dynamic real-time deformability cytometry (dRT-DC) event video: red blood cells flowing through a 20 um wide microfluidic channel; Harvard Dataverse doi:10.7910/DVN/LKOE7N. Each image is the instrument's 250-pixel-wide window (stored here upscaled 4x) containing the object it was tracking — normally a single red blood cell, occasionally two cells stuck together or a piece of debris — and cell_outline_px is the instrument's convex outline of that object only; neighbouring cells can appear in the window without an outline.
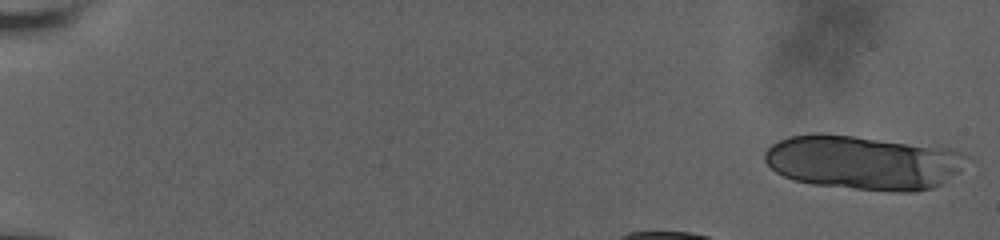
{"species": "human", "species_latin": "Homo sapiens", "temperature_condition": "room temperature", "stored_images_in_passage": 41, "camera_frame_rate_fps": 3000, "um_per_image_px": 0.085, "donor": {"sex": "male"}, "frame": {"image": 1, "passage_image": 1, "time_ms": 0.0, "image_size_px": [1000, 240], "cell_outline_px": [[968, 156], [960, 172], [944, 184], [932, 188], [916, 192], [896, 192], [812, 184], [792, 180], [776, 172], [764, 160], [764, 152], [772, 144], [788, 136], [816, 132], [820, 132], [952, 148]], "centroid_in_image_um": [73.39, 13.81], "position_along_channel_um": 11.6, "area_um2": 64.27}}
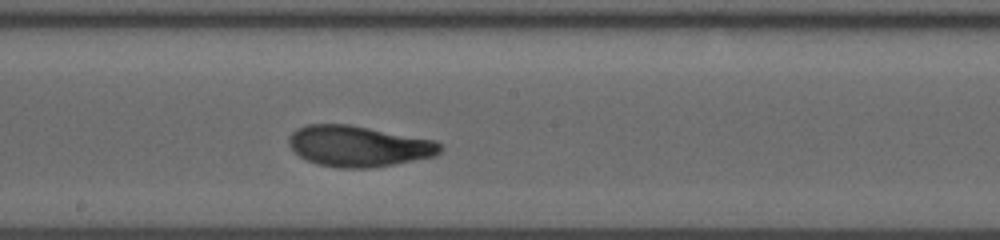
{"frame": {"image": 2, "passage_image": 26, "time_ms": 8.333, "image_size_px": [1000, 240], "cell_outline_px": [[444, 148], [436, 156], [392, 164], [368, 168], [336, 168], [316, 164], [300, 156], [288, 144], [288, 136], [296, 128], [308, 124], [348, 124], [436, 140], [444, 144]], "centroid_in_image_um": [30.49, 12.42], "position_along_channel_um": 217.7, "area_um2": 36.24}}
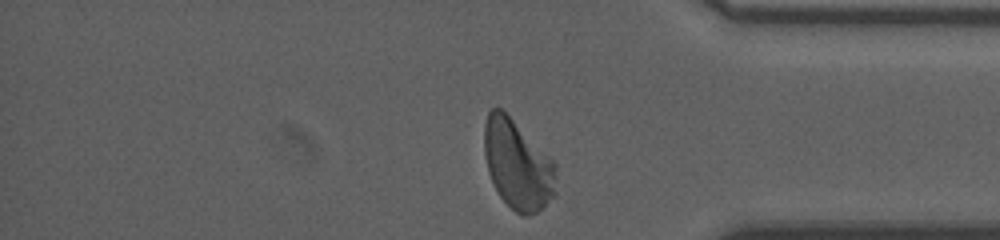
{"frame": {"image": 3, "passage_image": 41, "time_ms": 13.333, "image_size_px": [1000, 240], "cell_outline_px": [[556, 196], [536, 212], [528, 216], [520, 216], [500, 196], [488, 172], [484, 152], [484, 124], [488, 112], [492, 108], [500, 108], [556, 164]], "centroid_in_image_um": [44.0, 14.04], "position_along_channel_um": 391.2, "area_um2": 36.88}, "authors_computed_cell_mechanics": {"area_um2": 36.3562, "velocity_mm_per_s": 3.6833, "shape_relaxation_time_tau1_ms": 3.3911, "shape_relaxation_time_tau2_ms": 1.4302, "deformation_change_tau1": 0.1739, "deformation_change_tau2": 0.0717}}